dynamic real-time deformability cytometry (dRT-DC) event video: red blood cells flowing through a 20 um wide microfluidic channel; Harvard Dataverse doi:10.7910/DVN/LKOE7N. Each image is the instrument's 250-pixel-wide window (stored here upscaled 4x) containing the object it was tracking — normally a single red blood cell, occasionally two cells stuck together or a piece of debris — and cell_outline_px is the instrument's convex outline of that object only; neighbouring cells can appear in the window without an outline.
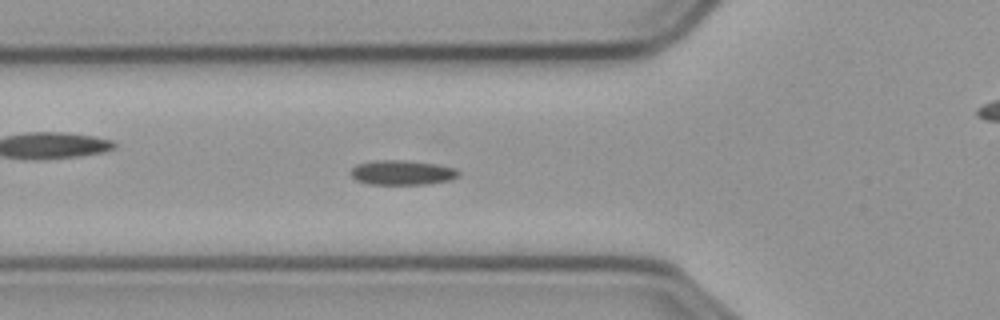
{"species": "common noctule bat (a hibernating species)", "species_latin": "Nyctalus noctula", "temperature_condition": "cold", "stored_images_in_passage": 58, "camera_frame_rate_fps": 3000, "um_per_image_px": 0.085, "animal": {"sex": "male", "body_mass_g": 23.1, "forearm_length_mm": 52.7}, "frame": {"image": 1, "passage_image": 20, "time_ms": 6.333, "image_size_px": [1000, 320], "cell_outline_px": [[460, 176], [452, 180], [432, 184], [368, 184], [356, 180], [348, 172], [356, 164], [376, 160], [400, 160], [432, 164], [456, 168], [460, 172]], "centroid_in_image_um": [34.18, 14.68], "position_along_channel_um": 91.6, "area_um2": 15.61}}
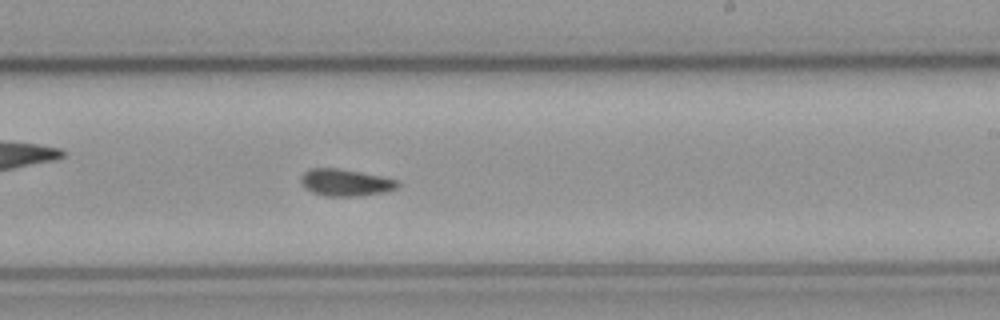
{"frame": {"image": 2, "passage_image": 34, "time_ms": 11.0, "image_size_px": [1000, 320], "cell_outline_px": [[400, 184], [396, 188], [384, 192], [360, 196], [324, 196], [312, 192], [304, 188], [300, 180], [300, 176], [304, 172], [312, 168], [336, 168], [360, 172], [380, 176], [396, 180]], "centroid_in_image_um": [29.32, 15.52], "position_along_channel_um": 259.7, "area_um2": 15.14}}
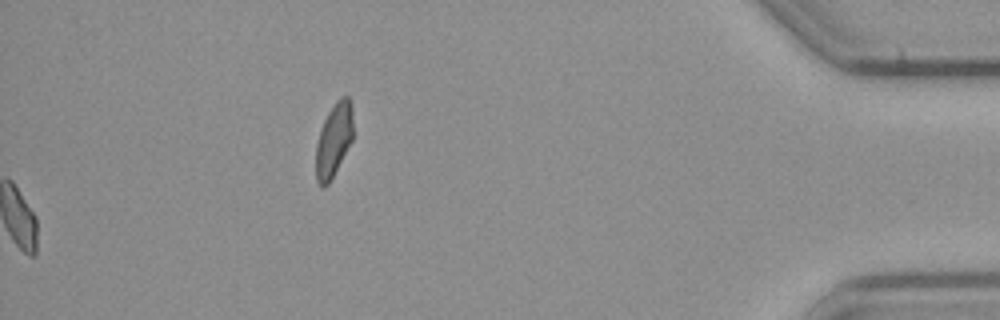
{"frame": {"image": 3, "passage_image": 58, "time_ms": 19.0, "image_size_px": [1000, 320], "cell_outline_px": [[352, 140], [328, 184], [324, 188], [316, 180], [316, 144], [320, 128], [328, 112], [336, 100], [344, 96], [348, 96], [352, 104]], "centroid_in_image_um": [28.36, 11.87], "position_along_channel_um": 406.8, "area_um2": 15.78}}